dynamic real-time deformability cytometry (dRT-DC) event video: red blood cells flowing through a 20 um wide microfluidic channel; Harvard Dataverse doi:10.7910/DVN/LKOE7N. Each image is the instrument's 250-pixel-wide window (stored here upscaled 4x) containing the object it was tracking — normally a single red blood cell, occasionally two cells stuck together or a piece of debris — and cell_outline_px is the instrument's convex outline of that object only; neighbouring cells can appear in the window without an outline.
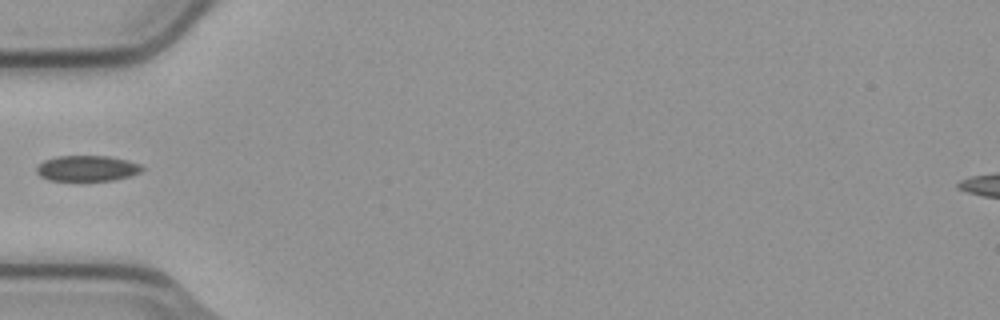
{"species": "common noctule bat (a hibernating species)", "species_latin": "Nyctalus noctula", "temperature_condition": "cold", "stored_images_in_passage": 5, "camera_frame_rate_fps": 3000, "um_per_image_px": 0.085, "animal": {"sex": "male", "body_mass_g": 23.1, "forearm_length_mm": 52.7}, "frame": {"image": 1, "passage_image": 5, "time_ms": 1.333, "image_size_px": [1000, 320], "cell_outline_px": [[144, 168], [140, 172], [132, 176], [112, 180], [48, 180], [40, 176], [36, 172], [36, 168], [44, 160], [56, 156], [108, 156], [128, 160], [140, 164]], "centroid_in_image_um": [7.42, 14.3], "position_along_channel_um": 77.6, "area_um2": 15.78}}